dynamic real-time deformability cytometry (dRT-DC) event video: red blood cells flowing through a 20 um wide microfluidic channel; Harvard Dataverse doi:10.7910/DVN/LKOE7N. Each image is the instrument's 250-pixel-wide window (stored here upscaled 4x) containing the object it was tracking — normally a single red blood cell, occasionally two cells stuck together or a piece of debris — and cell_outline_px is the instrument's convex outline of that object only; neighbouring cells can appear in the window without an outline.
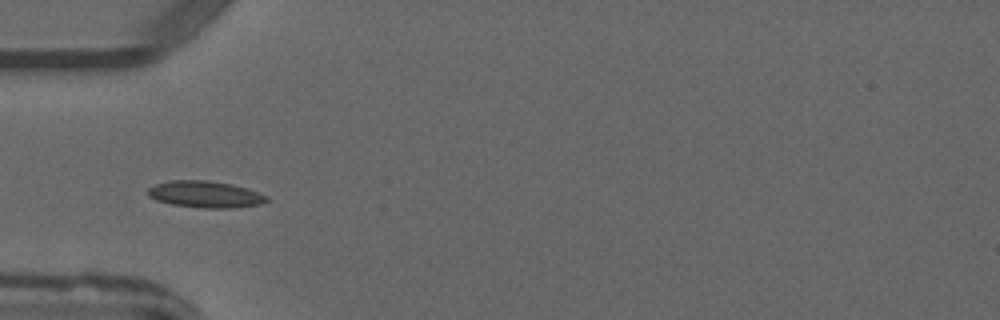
{"species": "common noctule bat (a hibernating species)", "species_latin": "Nyctalus noctula", "temperature_condition": "warm", "stored_images_in_passage": 5, "camera_frame_rate_fps": 3000, "um_per_image_px": 0.085, "animal": {"sex": "male", "forearm_length_mm": 52.5}, "frame": {"image": 1, "passage_image": 3, "time_ms": 2.333, "image_size_px": [1000, 320], "cell_outline_px": [[268, 200], [260, 204], [232, 208], [204, 208], [172, 204], [156, 200], [148, 196], [148, 188], [156, 184], [168, 180], [208, 180], [232, 184], [268, 196]], "centroid_in_image_um": [17.41, 16.51], "position_along_channel_um": 67.6, "area_um2": 18.32}}